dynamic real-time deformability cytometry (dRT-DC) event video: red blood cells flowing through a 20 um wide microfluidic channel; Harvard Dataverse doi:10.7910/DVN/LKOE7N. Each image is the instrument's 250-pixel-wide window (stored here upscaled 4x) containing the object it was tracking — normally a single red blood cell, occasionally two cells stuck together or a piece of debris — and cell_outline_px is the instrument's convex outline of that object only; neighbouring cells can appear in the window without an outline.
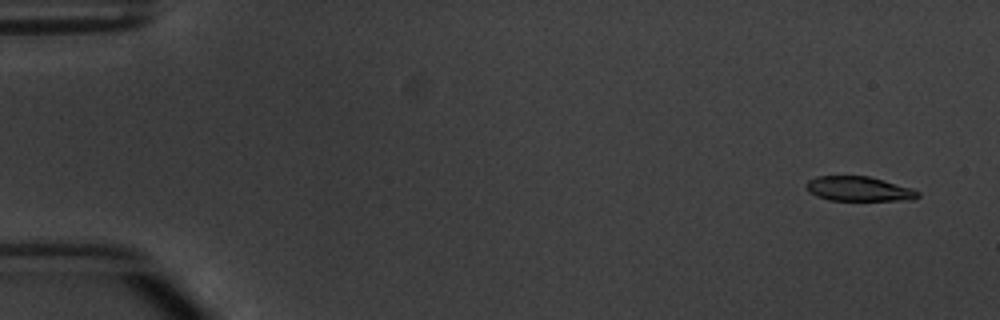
{"species": "common noctule bat (a hibernating species)", "species_latin": "Nyctalus noctula", "temperature_condition": "warm", "stored_images_in_passage": 6, "camera_frame_rate_fps": 3000, "um_per_image_px": 0.085, "animal": {"sex": "male", "body_mass_g": 20.1, "forearm_length_mm": 53.5}, "frame": {"image": 1, "passage_image": 1, "time_ms": 0.0, "image_size_px": [1000, 320], "cell_outline_px": [[920, 196], [916, 200], [828, 200], [816, 196], [808, 192], [804, 184], [808, 180], [816, 176], [868, 176], [884, 180], [912, 188], [920, 192]], "centroid_in_image_um": [72.99, 16.05], "position_along_channel_um": 12.0, "area_um2": 16.24}}
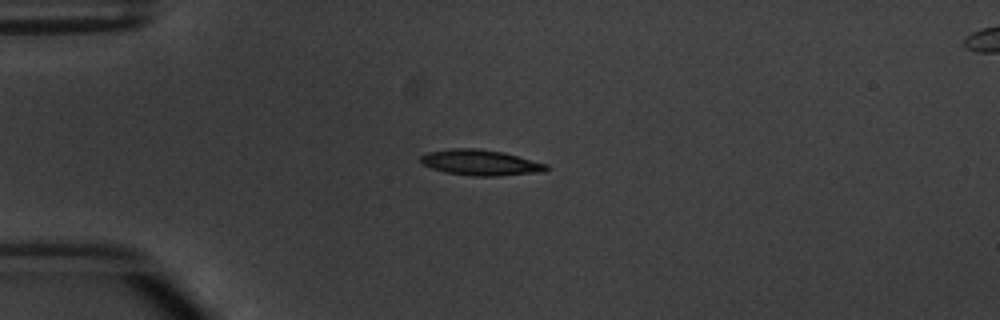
{"frame": {"image": 2, "passage_image": 4, "time_ms": 3.667, "image_size_px": [1000, 320], "cell_outline_px": [[552, 168], [544, 172], [500, 176], [472, 176], [444, 172], [420, 164], [420, 156], [428, 152], [452, 148], [476, 148], [500, 152], [548, 164]], "centroid_in_image_um": [40.85, 13.83], "position_along_channel_um": 44.2, "area_um2": 18.9}}